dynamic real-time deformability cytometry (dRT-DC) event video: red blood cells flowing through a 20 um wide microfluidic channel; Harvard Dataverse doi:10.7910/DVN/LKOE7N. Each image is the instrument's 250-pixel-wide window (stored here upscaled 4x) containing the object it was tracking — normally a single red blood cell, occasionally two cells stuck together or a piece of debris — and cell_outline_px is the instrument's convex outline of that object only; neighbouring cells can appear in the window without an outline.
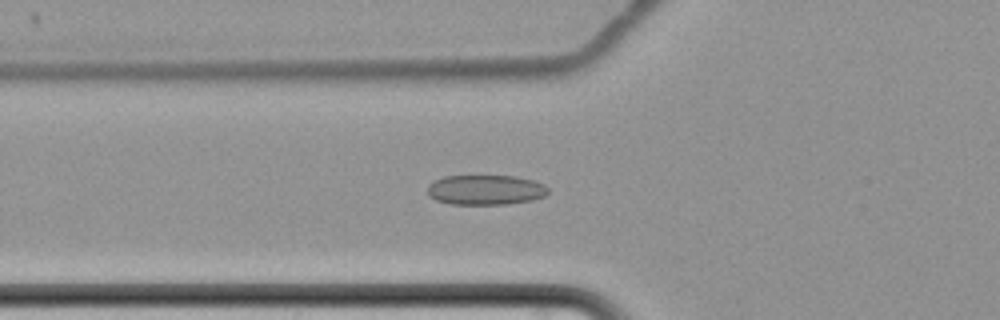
{"species": "common noctule bat (a hibernating species)", "species_latin": "Nyctalus noctula", "temperature_condition": "cold", "stored_images_in_passage": 44, "camera_frame_rate_fps": 3000, "um_per_image_px": 0.085, "animal": {"sex": "female", "body_mass_g": 22.7, "forearm_length_mm": 54.2}, "frame": {"image": 1, "passage_image": 6, "time_ms": 1.667, "image_size_px": [1000, 320], "cell_outline_px": [[548, 192], [544, 196], [532, 200], [504, 204], [452, 204], [436, 200], [428, 196], [428, 184], [444, 176], [516, 176], [532, 180], [544, 184], [548, 188]], "centroid_in_image_um": [41.26, 16.14], "position_along_channel_um": 84.5, "area_um2": 20.98}}
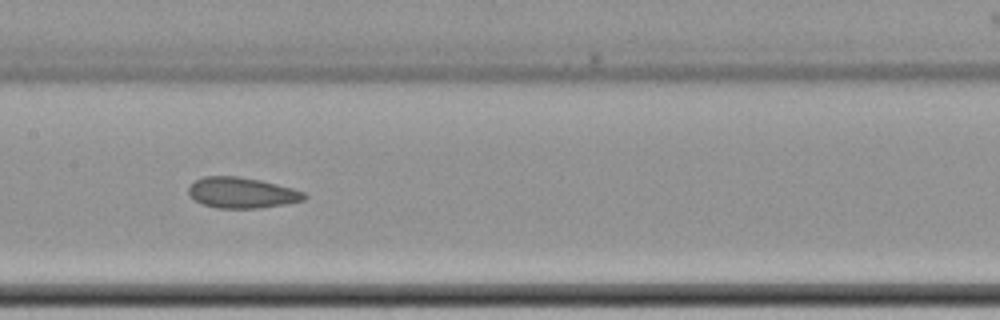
{"frame": {"image": 2, "passage_image": 15, "time_ms": 4.667, "image_size_px": [1000, 320], "cell_outline_px": [[308, 196], [304, 200], [284, 204], [260, 208], [216, 208], [204, 204], [196, 200], [188, 192], [188, 188], [196, 180], [204, 176], [236, 176], [260, 180], [292, 188], [304, 192]], "centroid_in_image_um": [20.57, 16.38], "position_along_channel_um": 186.8, "area_um2": 20.52}}
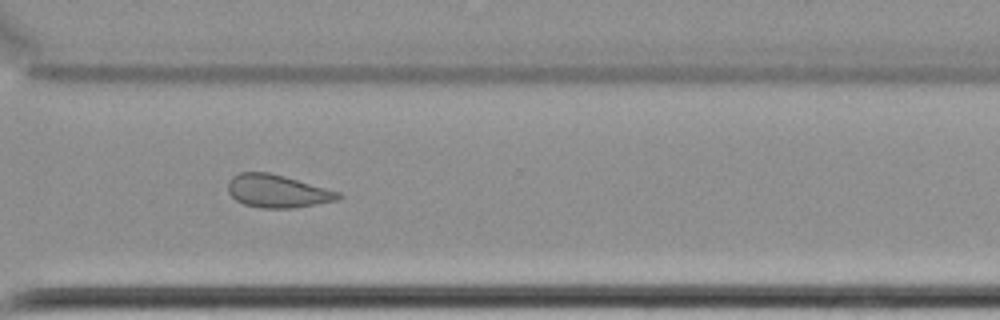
{"frame": {"image": 3, "passage_image": 29, "time_ms": 9.333, "image_size_px": [1000, 320], "cell_outline_px": [[344, 196], [340, 200], [292, 208], [264, 208], [244, 204], [236, 200], [228, 192], [228, 180], [232, 176], [240, 172], [268, 172], [284, 176], [340, 192]], "centroid_in_image_um": [23.59, 16.24], "position_along_channel_um": 347.0, "area_um2": 21.15}, "authors_computed_cell_mechanics": {"area_um2": 21.3282, "velocity_mm_per_s": 3.4237, "shape_relaxation_time_tau1_ms": null, "shape_relaxation_time_tau2_ms": 3.6791, "deformation_change_tau1": null, "deformation_change_tau2": 0.0992}}